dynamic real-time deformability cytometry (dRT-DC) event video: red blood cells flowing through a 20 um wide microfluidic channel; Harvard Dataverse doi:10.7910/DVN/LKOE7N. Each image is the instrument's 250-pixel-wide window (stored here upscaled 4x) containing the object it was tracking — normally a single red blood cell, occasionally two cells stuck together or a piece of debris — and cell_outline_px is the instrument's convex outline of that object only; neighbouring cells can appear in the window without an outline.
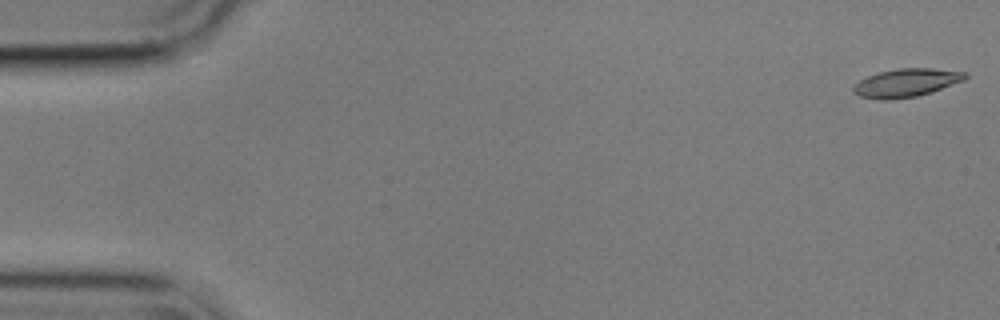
{"species": "common noctule bat (a hibernating species)", "species_latin": "Nyctalus noctula", "temperature_condition": "cold", "stored_images_in_passage": 56, "camera_frame_rate_fps": 3000, "um_per_image_px": 0.085, "animal": {"sex": "male", "body_mass_g": 17.9}, "frame": {"image": 1, "passage_image": 1, "time_ms": 0.0, "image_size_px": [1000, 320], "cell_outline_px": [[968, 76], [964, 80], [916, 96], [888, 100], [880, 100], [860, 96], [852, 92], [852, 88], [860, 80], [868, 76], [880, 72], [896, 68], [932, 68], [968, 72]], "centroid_in_image_um": [77.01, 7.03], "position_along_channel_um": 8.0, "area_um2": 18.21}}
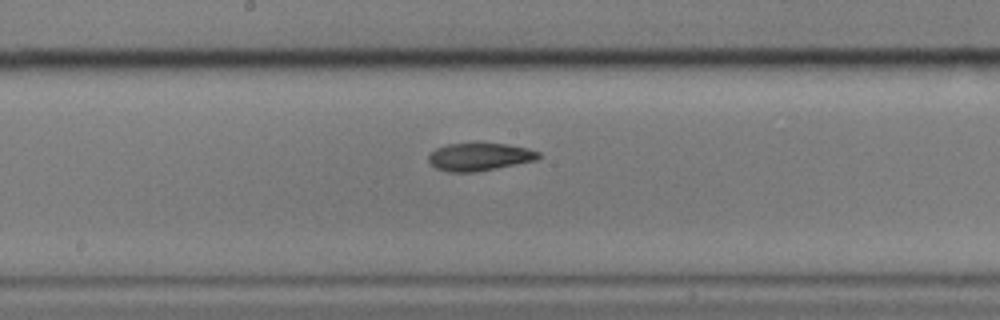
{"frame": {"image": 2, "passage_image": 29, "time_ms": 9.333, "image_size_px": [1000, 320], "cell_outline_px": [[540, 156], [536, 160], [476, 172], [448, 172], [436, 168], [428, 160], [428, 156], [436, 148], [448, 144], [476, 140], [484, 140], [528, 148], [540, 152]], "centroid_in_image_um": [40.75, 13.27], "position_along_channel_um": 207.4, "area_um2": 18.5}}
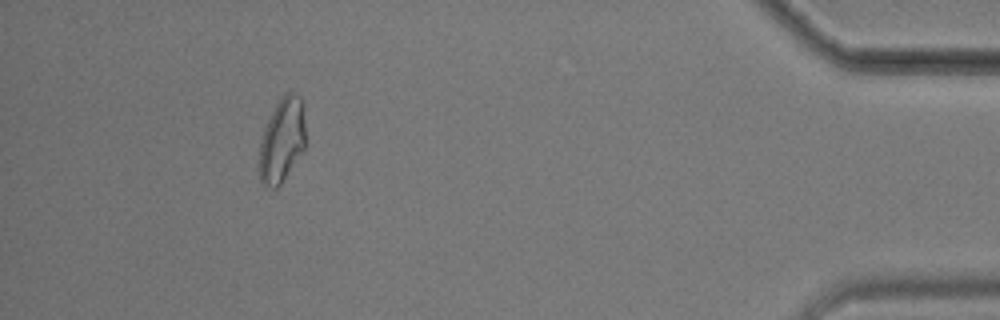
{"frame": {"image": 3, "passage_image": 51, "time_ms": 16.667, "image_size_px": [1000, 320], "cell_outline_px": [[304, 148], [280, 184], [276, 188], [272, 188], [260, 184], [260, 140], [264, 128], [276, 104], [284, 92], [292, 92], [300, 96], [304, 104]], "centroid_in_image_um": [23.97, 11.88], "position_along_channel_um": 411.2, "area_um2": 22.48}, "authors_computed_cell_mechanics": {"area_um2": 18.5538, "velocity_mm_per_s": 3.573, "shape_relaxation_time_tau1_ms": 10.5564, "shape_relaxation_time_tau2_ms": 4.8298, "deformation_change_tau1": 0.2373, "deformation_change_tau2": 0.1143}}